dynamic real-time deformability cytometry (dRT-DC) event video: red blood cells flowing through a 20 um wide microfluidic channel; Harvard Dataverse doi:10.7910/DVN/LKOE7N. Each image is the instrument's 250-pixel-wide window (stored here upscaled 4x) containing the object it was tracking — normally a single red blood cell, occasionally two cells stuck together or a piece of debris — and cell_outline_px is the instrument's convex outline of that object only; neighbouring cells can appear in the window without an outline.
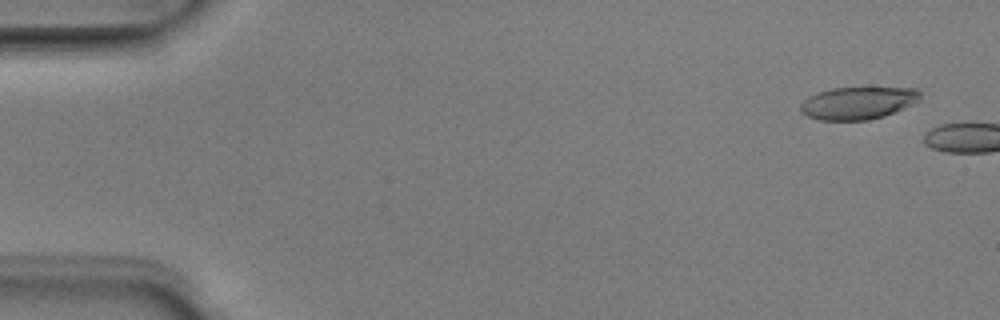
{"species": "Egyptian fruit bat (a non-hibernating species)", "species_latin": "Rousettus aegyptiacus", "temperature_condition": "room temperature", "stored_images_in_passage": 2, "camera_frame_rate_fps": 3000, "um_per_image_px": 0.085, "animal": {"sex": "male"}, "frame": {"image": 1, "passage_image": 1, "time_ms": 0.0, "image_size_px": [1000, 320], "cell_outline_px": [[920, 100], [904, 108], [884, 116], [868, 120], [820, 120], [808, 116], [800, 112], [800, 104], [808, 96], [832, 88], [916, 88], [920, 92]], "centroid_in_image_um": [72.92, 8.76], "position_along_channel_um": 12.1, "area_um2": 22.54}}